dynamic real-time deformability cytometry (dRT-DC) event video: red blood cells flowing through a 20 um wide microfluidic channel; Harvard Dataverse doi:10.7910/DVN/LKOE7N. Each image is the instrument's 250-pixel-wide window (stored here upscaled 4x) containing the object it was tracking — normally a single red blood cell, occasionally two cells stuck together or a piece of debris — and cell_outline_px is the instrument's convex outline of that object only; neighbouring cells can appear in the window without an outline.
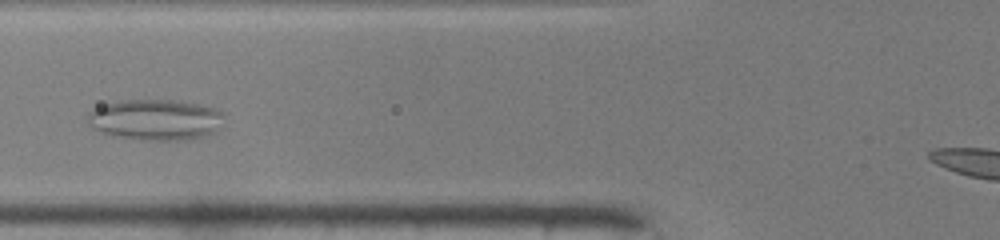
{"species": "common noctule bat (a hibernating species)", "species_latin": "Nyctalus noctula", "temperature_condition": "warm", "stored_images_in_passage": 37, "camera_frame_rate_fps": 3000, "um_per_image_px": 0.085, "animal": {"sex": "male", "body_mass_g": 19.0, "forearm_length_mm": 50.8}, "frame": {"image": 1, "passage_image": 13, "time_ms": 4.0, "image_size_px": [1000, 240], "cell_outline_px": [[224, 116], [212, 132], [204, 136], [184, 140], [140, 140], [116, 136], [104, 132], [88, 124], [88, 116], [96, 108], [108, 104], [128, 100], [176, 100], [196, 104], [212, 108], [224, 112]], "centroid_in_image_um": [13.23, 10.18], "position_along_channel_um": 112.6, "area_um2": 31.67}}
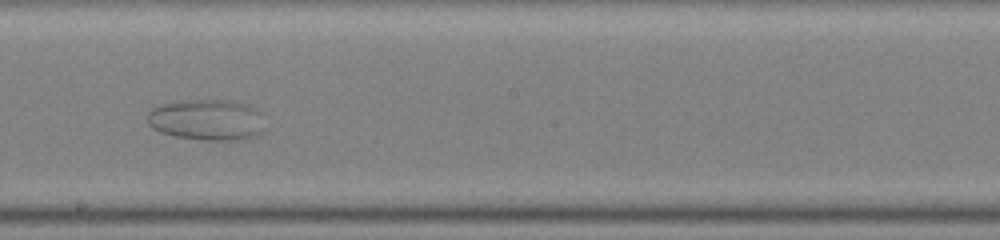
{"frame": {"image": 2, "passage_image": 22, "time_ms": 7.0, "image_size_px": [1000, 240], "cell_outline_px": [[264, 132], [256, 136], [244, 140], [204, 140], [176, 136], [160, 132], [152, 128], [148, 124], [148, 112], [152, 108], [160, 104], [196, 100], [224, 100], [248, 104], [264, 112]], "centroid_in_image_um": [17.67, 10.2], "position_along_channel_um": 230.5, "area_um2": 28.5}}
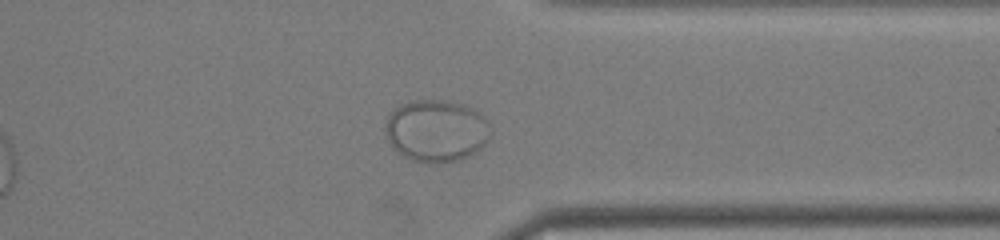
{"frame": {"image": 3, "passage_image": 33, "time_ms": 10.667, "image_size_px": [1000, 240], "cell_outline_px": [[492, 132], [488, 140], [476, 152], [468, 156], [456, 160], [436, 164], [412, 160], [396, 152], [392, 148], [388, 140], [388, 116], [400, 104], [416, 100], [440, 100], [464, 104], [472, 108], [488, 124]], "centroid_in_image_um": [37.1, 11.13], "position_along_channel_um": 374.3, "area_um2": 37.63}}